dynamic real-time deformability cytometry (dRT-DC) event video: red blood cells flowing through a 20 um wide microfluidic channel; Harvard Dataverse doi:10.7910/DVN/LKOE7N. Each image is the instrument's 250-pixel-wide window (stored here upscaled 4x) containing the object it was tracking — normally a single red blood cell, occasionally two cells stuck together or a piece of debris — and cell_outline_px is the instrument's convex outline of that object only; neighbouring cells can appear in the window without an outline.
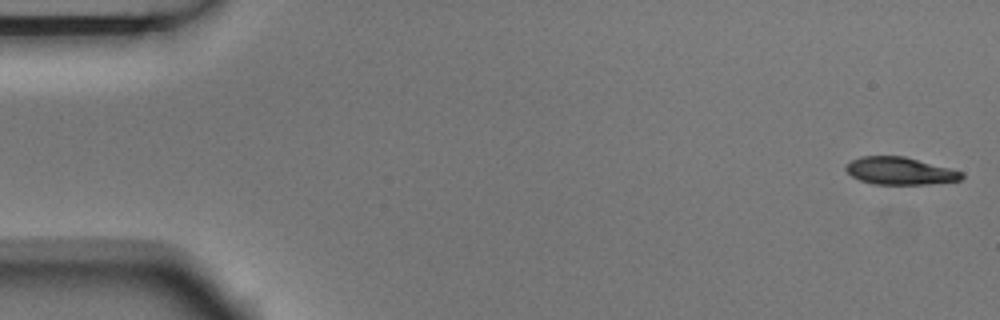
{"species": "Egyptian fruit bat (a non-hibernating species)", "species_latin": "Rousettus aegyptiacus", "temperature_condition": "room temperature", "stored_images_in_passage": 5, "camera_frame_rate_fps": 3000, "um_per_image_px": 0.085, "animal": {"sex": "male"}, "frame": {"image": 1, "passage_image": 1, "time_ms": 0.0, "image_size_px": [1000, 320], "cell_outline_px": [[964, 176], [960, 180], [928, 184], [872, 184], [860, 180], [852, 176], [844, 168], [852, 160], [860, 156], [904, 156], [952, 168], [964, 172]], "centroid_in_image_um": [76.53, 14.52], "position_along_channel_um": 8.5, "area_um2": 18.55}}
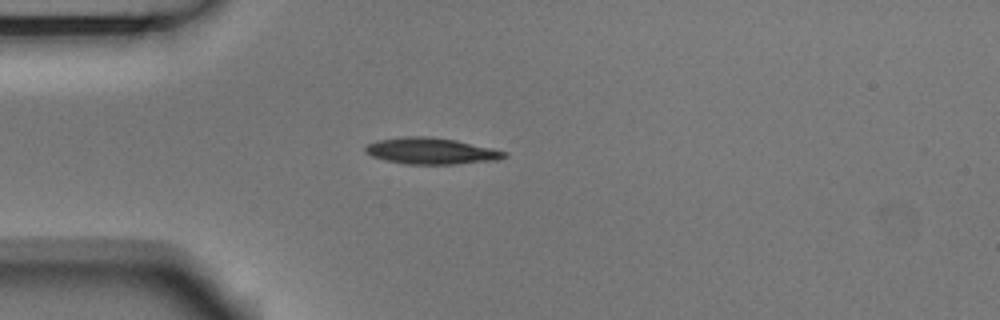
{"frame": {"image": 2, "passage_image": 4, "time_ms": 1.0, "image_size_px": [1000, 320], "cell_outline_px": [[508, 156], [496, 160], [456, 164], [408, 164], [388, 160], [372, 156], [364, 152], [364, 148], [368, 144], [376, 140], [404, 136], [432, 136], [456, 140], [492, 148], [508, 152]], "centroid_in_image_um": [36.66, 12.82], "position_along_channel_um": 48.3, "area_um2": 21.39}}